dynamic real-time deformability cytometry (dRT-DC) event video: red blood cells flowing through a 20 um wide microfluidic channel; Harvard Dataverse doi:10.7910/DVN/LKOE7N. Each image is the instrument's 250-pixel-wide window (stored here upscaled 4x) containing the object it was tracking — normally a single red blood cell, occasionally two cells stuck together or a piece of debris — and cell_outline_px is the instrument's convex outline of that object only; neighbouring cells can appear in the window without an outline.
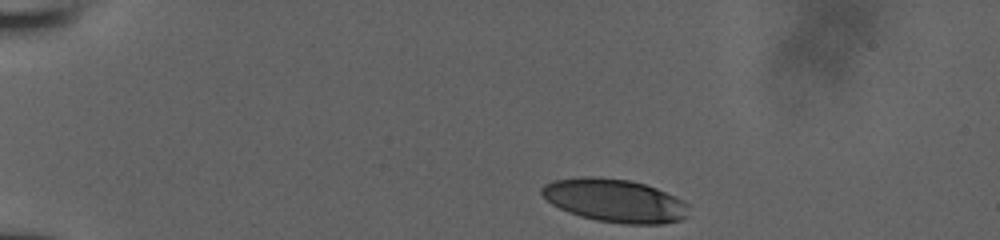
{"species": "human", "species_latin": "Homo sapiens", "temperature_condition": "room temperature", "stored_images_in_passage": 23, "camera_frame_rate_fps": 3000, "um_per_image_px": 0.085, "donor": {"sex": "male"}, "frame": {"image": 1, "passage_image": 1, "time_ms": 0.0, "image_size_px": [1000, 240], "cell_outline_px": [[688, 216], [680, 220], [664, 224], [628, 224], [596, 220], [580, 216], [568, 212], [552, 204], [540, 192], [540, 188], [544, 184], [552, 180], [580, 176], [600, 176], [632, 180], [656, 188], [676, 196], [684, 200], [688, 204]], "centroid_in_image_um": [52.26, 17.03], "position_along_channel_um": 32.7, "area_um2": 37.4}}
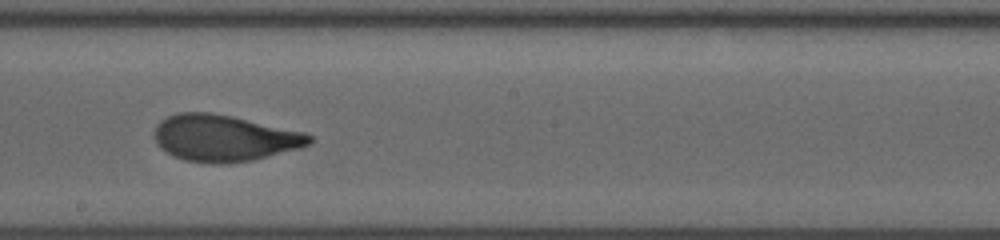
{"frame": {"image": 2, "passage_image": 14, "time_ms": 7.333, "image_size_px": [1000, 240], "cell_outline_px": [[312, 140], [308, 144], [300, 148], [252, 160], [228, 164], [212, 164], [184, 160], [172, 156], [160, 148], [156, 144], [156, 124], [160, 120], [176, 112], [208, 112], [232, 116], [304, 132], [312, 136]], "centroid_in_image_um": [19.02, 11.74], "position_along_channel_um": 229.2, "area_um2": 42.02}}
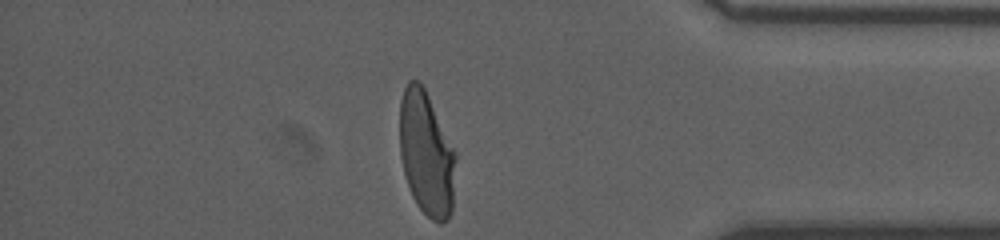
{"frame": {"image": 3, "passage_image": 23, "time_ms": 12.333, "image_size_px": [1000, 240], "cell_outline_px": [[456, 160], [452, 212], [448, 220], [440, 224], [432, 220], [416, 204], [412, 196], [404, 172], [400, 156], [400, 100], [404, 88], [408, 80], [420, 80], [428, 96], [456, 156]], "centroid_in_image_um": [36.23, 13.09], "position_along_channel_um": 399.0, "area_um2": 40.29}, "authors_computed_cell_mechanics": {"area_um2": 41.327, "velocity_mm_per_s": 3.8345, "shape_relaxation_time_tau1_ms": 4.6911, "shape_relaxation_time_tau2_ms": 0.9044, "deformation_change_tau1": 0.2238, "deformation_change_tau2": 0.0723}}